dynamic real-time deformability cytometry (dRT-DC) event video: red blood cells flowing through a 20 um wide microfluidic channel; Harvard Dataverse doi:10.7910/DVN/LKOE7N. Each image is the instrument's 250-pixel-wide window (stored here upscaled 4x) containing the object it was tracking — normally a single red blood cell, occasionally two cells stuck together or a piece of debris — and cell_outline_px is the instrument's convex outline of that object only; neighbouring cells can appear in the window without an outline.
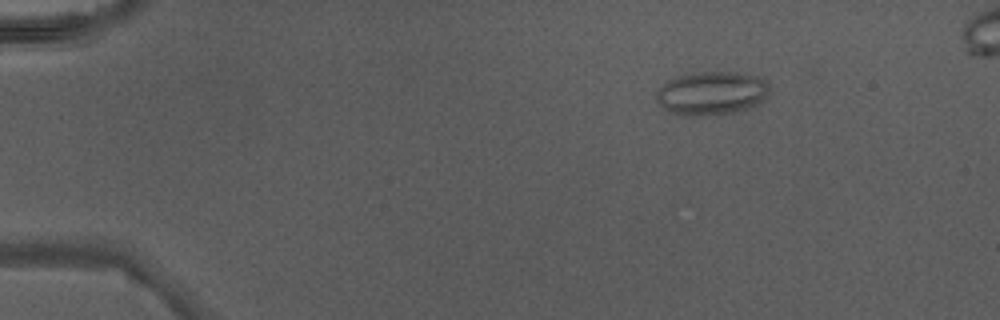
{"species": "Egyptian fruit bat (a non-hibernating species)", "species_latin": "Rousettus aegyptiacus", "temperature_condition": "warm", "stored_images_in_passage": 43, "camera_frame_rate_fps": 3000, "um_per_image_px": 0.085, "animal": {"sex": "male"}, "frame": {"image": 1, "passage_image": 2, "time_ms": 0.333, "image_size_px": [1000, 320], "cell_outline_px": [[768, 96], [760, 104], [748, 108], [716, 116], [680, 116], [668, 112], [660, 108], [656, 100], [656, 92], [668, 80], [676, 76], [700, 72], [736, 72], [760, 76], [768, 84]], "centroid_in_image_um": [60.47, 7.95], "position_along_channel_um": 24.5, "area_um2": 29.3}}
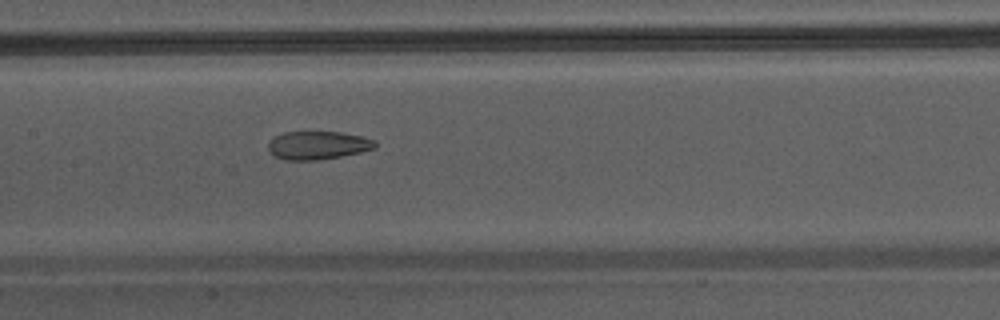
{"frame": {"image": 2, "passage_image": 19, "time_ms": 6.0, "image_size_px": [1000, 320], "cell_outline_px": [[376, 148], [360, 152], [340, 156], [316, 160], [284, 160], [276, 156], [268, 148], [268, 144], [276, 136], [284, 132], [340, 132], [360, 136], [376, 140]], "centroid_in_image_um": [27.04, 12.35], "position_along_channel_um": 180.4, "area_um2": 17.34}}
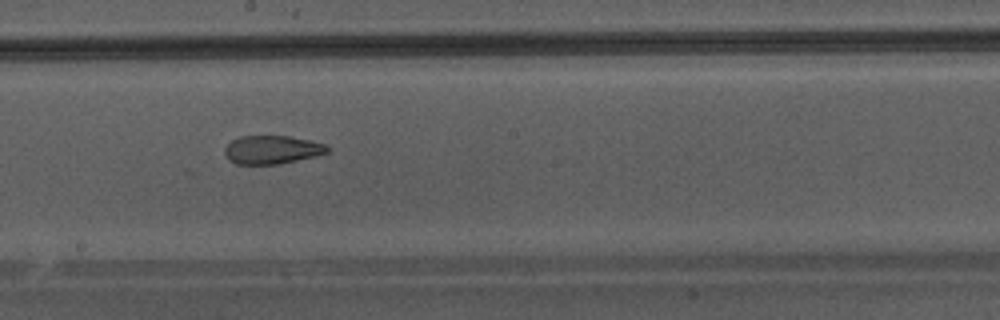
{"frame": {"image": 3, "passage_image": 22, "time_ms": 7.0, "image_size_px": [1000, 320], "cell_outline_px": [[328, 152], [316, 156], [276, 164], [236, 164], [228, 160], [224, 152], [224, 148], [232, 140], [240, 136], [288, 136], [308, 140], [324, 144], [328, 148]], "centroid_in_image_um": [23.07, 12.73], "position_along_channel_um": 225.1, "area_um2": 16.82}}